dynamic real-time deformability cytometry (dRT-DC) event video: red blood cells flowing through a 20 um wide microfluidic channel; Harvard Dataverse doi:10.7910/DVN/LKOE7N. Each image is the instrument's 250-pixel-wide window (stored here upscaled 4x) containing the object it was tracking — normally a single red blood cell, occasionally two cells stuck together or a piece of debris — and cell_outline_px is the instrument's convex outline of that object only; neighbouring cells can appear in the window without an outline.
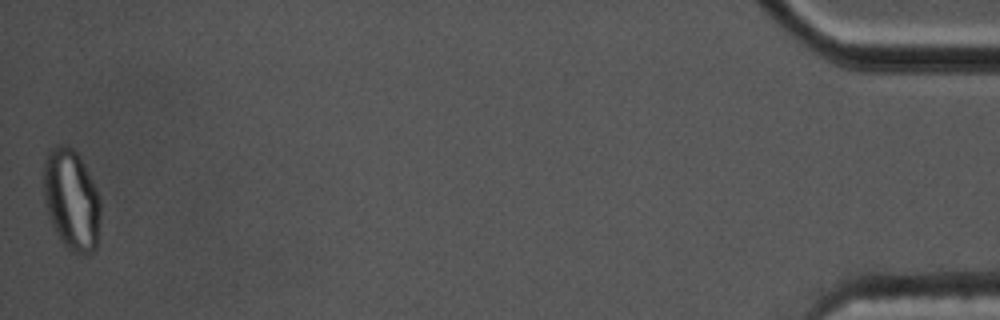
{"species": "common noctule bat (a hibernating species)", "species_latin": "Nyctalus noctula", "temperature_condition": "cold", "stored_images_in_passage": 57, "segment_of_instrument_passage": [2, 2], "camera_frame_rate_fps": 3000, "um_per_image_px": 0.085, "animal": {"sex": "male", "body_mass_g": 17.5, "forearm_length_mm": 52.3}, "frame": {"image": 1, "passage_image": 57, "time_ms": 18.667, "image_size_px": [1000, 320], "cell_outline_px": [[100, 216], [96, 248], [92, 252], [84, 256], [68, 252], [60, 240], [52, 224], [44, 200], [44, 160], [48, 148], [56, 144], [64, 144], [72, 148], [76, 152], [84, 164], [100, 200]], "centroid_in_image_um": [6.06, 17.0], "position_along_channel_um": 429.1, "area_um2": 33.7}}